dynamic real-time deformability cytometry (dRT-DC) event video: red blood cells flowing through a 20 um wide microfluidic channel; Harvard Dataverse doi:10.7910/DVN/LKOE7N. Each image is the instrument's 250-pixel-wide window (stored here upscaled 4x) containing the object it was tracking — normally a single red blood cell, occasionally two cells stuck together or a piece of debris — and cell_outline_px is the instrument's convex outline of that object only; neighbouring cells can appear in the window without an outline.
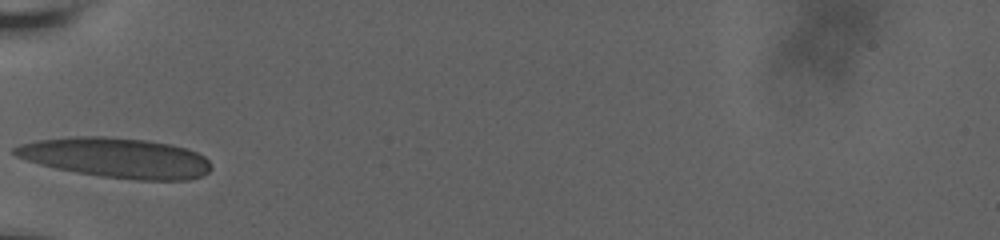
{"species": "human", "species_latin": "Homo sapiens", "temperature_condition": "room temperature", "stored_images_in_passage": 3, "camera_frame_rate_fps": 3000, "um_per_image_px": 0.085, "donor": {"sex": "male"}, "frame": {"image": 1, "passage_image": 1, "time_ms": 0.0, "image_size_px": [1000, 240], "cell_outline_px": [[212, 168], [208, 172], [192, 180], [136, 180], [100, 176], [76, 172], [56, 168], [40, 164], [16, 156], [12, 152], [12, 148], [20, 144], [36, 140], [76, 136], [104, 136], [148, 140], [172, 144], [188, 148], [204, 156], [212, 164]], "centroid_in_image_um": [9.91, 13.4], "position_along_channel_um": 75.1, "area_um2": 46.07}}